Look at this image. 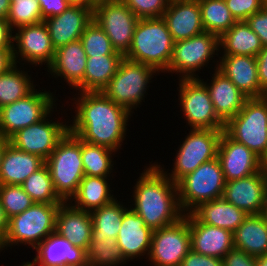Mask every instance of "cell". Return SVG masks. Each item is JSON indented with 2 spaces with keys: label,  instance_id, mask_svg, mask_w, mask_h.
<instances>
[{
  "label": "cell",
  "instance_id": "cell-1",
  "mask_svg": "<svg viewBox=\"0 0 267 266\" xmlns=\"http://www.w3.org/2000/svg\"><path fill=\"white\" fill-rule=\"evenodd\" d=\"M75 116L69 131L84 142L118 151L126 136L127 123L132 114L117 105L102 91L78 92Z\"/></svg>",
  "mask_w": 267,
  "mask_h": 266
},
{
  "label": "cell",
  "instance_id": "cell-2",
  "mask_svg": "<svg viewBox=\"0 0 267 266\" xmlns=\"http://www.w3.org/2000/svg\"><path fill=\"white\" fill-rule=\"evenodd\" d=\"M164 170L157 163L147 167L133 190L134 207H130L152 230L174 224L185 215L180 207L177 184Z\"/></svg>",
  "mask_w": 267,
  "mask_h": 266
},
{
  "label": "cell",
  "instance_id": "cell-3",
  "mask_svg": "<svg viewBox=\"0 0 267 266\" xmlns=\"http://www.w3.org/2000/svg\"><path fill=\"white\" fill-rule=\"evenodd\" d=\"M174 40L162 17L139 19L132 43L124 57L166 72L173 55Z\"/></svg>",
  "mask_w": 267,
  "mask_h": 266
},
{
  "label": "cell",
  "instance_id": "cell-4",
  "mask_svg": "<svg viewBox=\"0 0 267 266\" xmlns=\"http://www.w3.org/2000/svg\"><path fill=\"white\" fill-rule=\"evenodd\" d=\"M45 164L50 170L55 192L64 202H69L85 176L81 156V139L68 130L59 140Z\"/></svg>",
  "mask_w": 267,
  "mask_h": 266
},
{
  "label": "cell",
  "instance_id": "cell-5",
  "mask_svg": "<svg viewBox=\"0 0 267 266\" xmlns=\"http://www.w3.org/2000/svg\"><path fill=\"white\" fill-rule=\"evenodd\" d=\"M59 206L60 204L34 203L24 212L10 218L8 232L0 244V251L19 243L35 249L55 232Z\"/></svg>",
  "mask_w": 267,
  "mask_h": 266
},
{
  "label": "cell",
  "instance_id": "cell-6",
  "mask_svg": "<svg viewBox=\"0 0 267 266\" xmlns=\"http://www.w3.org/2000/svg\"><path fill=\"white\" fill-rule=\"evenodd\" d=\"M224 131L262 159L267 152V96L248 98Z\"/></svg>",
  "mask_w": 267,
  "mask_h": 266
},
{
  "label": "cell",
  "instance_id": "cell-7",
  "mask_svg": "<svg viewBox=\"0 0 267 266\" xmlns=\"http://www.w3.org/2000/svg\"><path fill=\"white\" fill-rule=\"evenodd\" d=\"M159 72L151 66L134 62L125 57L120 61L116 74L102 92L117 105L130 113L139 107L147 92V86ZM136 106V107H135Z\"/></svg>",
  "mask_w": 267,
  "mask_h": 266
},
{
  "label": "cell",
  "instance_id": "cell-8",
  "mask_svg": "<svg viewBox=\"0 0 267 266\" xmlns=\"http://www.w3.org/2000/svg\"><path fill=\"white\" fill-rule=\"evenodd\" d=\"M225 183L219 159L204 162L177 183L182 211L190 213L202 202L222 198Z\"/></svg>",
  "mask_w": 267,
  "mask_h": 266
},
{
  "label": "cell",
  "instance_id": "cell-9",
  "mask_svg": "<svg viewBox=\"0 0 267 266\" xmlns=\"http://www.w3.org/2000/svg\"><path fill=\"white\" fill-rule=\"evenodd\" d=\"M222 132L223 130L190 129L176 152L171 174L164 171L166 176L177 184L201 164L216 158Z\"/></svg>",
  "mask_w": 267,
  "mask_h": 266
},
{
  "label": "cell",
  "instance_id": "cell-10",
  "mask_svg": "<svg viewBox=\"0 0 267 266\" xmlns=\"http://www.w3.org/2000/svg\"><path fill=\"white\" fill-rule=\"evenodd\" d=\"M219 49V37L209 32L174 42L172 59L166 72L179 73L180 79L198 78L196 71L207 67L209 60L219 55Z\"/></svg>",
  "mask_w": 267,
  "mask_h": 266
},
{
  "label": "cell",
  "instance_id": "cell-11",
  "mask_svg": "<svg viewBox=\"0 0 267 266\" xmlns=\"http://www.w3.org/2000/svg\"><path fill=\"white\" fill-rule=\"evenodd\" d=\"M33 90L26 97L0 108V136L8 139L18 130L42 120L56 106L50 91Z\"/></svg>",
  "mask_w": 267,
  "mask_h": 266
},
{
  "label": "cell",
  "instance_id": "cell-12",
  "mask_svg": "<svg viewBox=\"0 0 267 266\" xmlns=\"http://www.w3.org/2000/svg\"><path fill=\"white\" fill-rule=\"evenodd\" d=\"M179 99L190 129L224 130L218 118L209 91L199 78L179 79Z\"/></svg>",
  "mask_w": 267,
  "mask_h": 266
},
{
  "label": "cell",
  "instance_id": "cell-13",
  "mask_svg": "<svg viewBox=\"0 0 267 266\" xmlns=\"http://www.w3.org/2000/svg\"><path fill=\"white\" fill-rule=\"evenodd\" d=\"M191 249L189 213L179 221L153 230L148 259L154 266H180Z\"/></svg>",
  "mask_w": 267,
  "mask_h": 266
},
{
  "label": "cell",
  "instance_id": "cell-14",
  "mask_svg": "<svg viewBox=\"0 0 267 266\" xmlns=\"http://www.w3.org/2000/svg\"><path fill=\"white\" fill-rule=\"evenodd\" d=\"M93 20L111 40L113 48L124 56L131 46L139 20L136 15L121 0H117L95 7Z\"/></svg>",
  "mask_w": 267,
  "mask_h": 266
},
{
  "label": "cell",
  "instance_id": "cell-15",
  "mask_svg": "<svg viewBox=\"0 0 267 266\" xmlns=\"http://www.w3.org/2000/svg\"><path fill=\"white\" fill-rule=\"evenodd\" d=\"M50 114L51 111L39 122L15 132L8 138L9 144L18 150L37 155L46 161L56 148L59 140L69 130L67 123L49 120Z\"/></svg>",
  "mask_w": 267,
  "mask_h": 266
},
{
  "label": "cell",
  "instance_id": "cell-16",
  "mask_svg": "<svg viewBox=\"0 0 267 266\" xmlns=\"http://www.w3.org/2000/svg\"><path fill=\"white\" fill-rule=\"evenodd\" d=\"M13 35V58L15 64L18 60L30 63L31 65L39 66L46 63L48 67L54 58L55 48L52 45L50 34L44 21L22 26L15 30ZM16 47V48H15ZM18 49V50H17ZM18 56H21L18 57Z\"/></svg>",
  "mask_w": 267,
  "mask_h": 266
},
{
  "label": "cell",
  "instance_id": "cell-17",
  "mask_svg": "<svg viewBox=\"0 0 267 266\" xmlns=\"http://www.w3.org/2000/svg\"><path fill=\"white\" fill-rule=\"evenodd\" d=\"M222 197L248 215L261 214L267 203V172L226 181Z\"/></svg>",
  "mask_w": 267,
  "mask_h": 266
},
{
  "label": "cell",
  "instance_id": "cell-18",
  "mask_svg": "<svg viewBox=\"0 0 267 266\" xmlns=\"http://www.w3.org/2000/svg\"><path fill=\"white\" fill-rule=\"evenodd\" d=\"M225 182L241 179L262 170L261 158L242 143L232 139L224 130L217 150Z\"/></svg>",
  "mask_w": 267,
  "mask_h": 266
},
{
  "label": "cell",
  "instance_id": "cell-19",
  "mask_svg": "<svg viewBox=\"0 0 267 266\" xmlns=\"http://www.w3.org/2000/svg\"><path fill=\"white\" fill-rule=\"evenodd\" d=\"M36 257L21 266H87L86 250L74 246L56 232L48 236L36 248Z\"/></svg>",
  "mask_w": 267,
  "mask_h": 266
},
{
  "label": "cell",
  "instance_id": "cell-20",
  "mask_svg": "<svg viewBox=\"0 0 267 266\" xmlns=\"http://www.w3.org/2000/svg\"><path fill=\"white\" fill-rule=\"evenodd\" d=\"M93 20L89 8L70 5L61 14L44 21L55 50L70 42L79 40L86 26Z\"/></svg>",
  "mask_w": 267,
  "mask_h": 266
},
{
  "label": "cell",
  "instance_id": "cell-21",
  "mask_svg": "<svg viewBox=\"0 0 267 266\" xmlns=\"http://www.w3.org/2000/svg\"><path fill=\"white\" fill-rule=\"evenodd\" d=\"M86 62L87 55L79 39L57 48L47 71L54 77L64 78L72 89L84 92Z\"/></svg>",
  "mask_w": 267,
  "mask_h": 266
},
{
  "label": "cell",
  "instance_id": "cell-22",
  "mask_svg": "<svg viewBox=\"0 0 267 266\" xmlns=\"http://www.w3.org/2000/svg\"><path fill=\"white\" fill-rule=\"evenodd\" d=\"M162 18L174 42L205 32L198 0H170Z\"/></svg>",
  "mask_w": 267,
  "mask_h": 266
},
{
  "label": "cell",
  "instance_id": "cell-23",
  "mask_svg": "<svg viewBox=\"0 0 267 266\" xmlns=\"http://www.w3.org/2000/svg\"><path fill=\"white\" fill-rule=\"evenodd\" d=\"M190 245L199 254L222 259L234 248L233 232L199 222L189 213Z\"/></svg>",
  "mask_w": 267,
  "mask_h": 266
},
{
  "label": "cell",
  "instance_id": "cell-24",
  "mask_svg": "<svg viewBox=\"0 0 267 266\" xmlns=\"http://www.w3.org/2000/svg\"><path fill=\"white\" fill-rule=\"evenodd\" d=\"M152 233L153 230L145 225L144 220L131 207L124 212L116 239L126 260L140 258L145 254L148 257Z\"/></svg>",
  "mask_w": 267,
  "mask_h": 266
},
{
  "label": "cell",
  "instance_id": "cell-25",
  "mask_svg": "<svg viewBox=\"0 0 267 266\" xmlns=\"http://www.w3.org/2000/svg\"><path fill=\"white\" fill-rule=\"evenodd\" d=\"M220 61V62H219ZM216 69L222 72L248 98L260 97L256 57L222 55Z\"/></svg>",
  "mask_w": 267,
  "mask_h": 266
},
{
  "label": "cell",
  "instance_id": "cell-26",
  "mask_svg": "<svg viewBox=\"0 0 267 266\" xmlns=\"http://www.w3.org/2000/svg\"><path fill=\"white\" fill-rule=\"evenodd\" d=\"M92 217L90 212L80 210L69 202L60 204L56 214L55 232L69 240L74 246L87 250L92 238Z\"/></svg>",
  "mask_w": 267,
  "mask_h": 266
},
{
  "label": "cell",
  "instance_id": "cell-27",
  "mask_svg": "<svg viewBox=\"0 0 267 266\" xmlns=\"http://www.w3.org/2000/svg\"><path fill=\"white\" fill-rule=\"evenodd\" d=\"M212 80L207 83L201 80L207 87L210 98L218 118L226 124L236 116L248 99L222 72L215 69Z\"/></svg>",
  "mask_w": 267,
  "mask_h": 266
},
{
  "label": "cell",
  "instance_id": "cell-28",
  "mask_svg": "<svg viewBox=\"0 0 267 266\" xmlns=\"http://www.w3.org/2000/svg\"><path fill=\"white\" fill-rule=\"evenodd\" d=\"M44 164L39 156L18 150L8 143L1 160L0 185H21Z\"/></svg>",
  "mask_w": 267,
  "mask_h": 266
},
{
  "label": "cell",
  "instance_id": "cell-29",
  "mask_svg": "<svg viewBox=\"0 0 267 266\" xmlns=\"http://www.w3.org/2000/svg\"><path fill=\"white\" fill-rule=\"evenodd\" d=\"M199 222L234 232L248 214L223 197L202 202L190 212Z\"/></svg>",
  "mask_w": 267,
  "mask_h": 266
},
{
  "label": "cell",
  "instance_id": "cell-30",
  "mask_svg": "<svg viewBox=\"0 0 267 266\" xmlns=\"http://www.w3.org/2000/svg\"><path fill=\"white\" fill-rule=\"evenodd\" d=\"M234 248L260 257L267 254V221L263 214H251L233 232Z\"/></svg>",
  "mask_w": 267,
  "mask_h": 266
},
{
  "label": "cell",
  "instance_id": "cell-31",
  "mask_svg": "<svg viewBox=\"0 0 267 266\" xmlns=\"http://www.w3.org/2000/svg\"><path fill=\"white\" fill-rule=\"evenodd\" d=\"M107 179L109 180L107 177L85 175L69 203L77 209L88 212L110 203L115 197L110 193L112 191ZM73 201L75 204H72Z\"/></svg>",
  "mask_w": 267,
  "mask_h": 266
},
{
  "label": "cell",
  "instance_id": "cell-32",
  "mask_svg": "<svg viewBox=\"0 0 267 266\" xmlns=\"http://www.w3.org/2000/svg\"><path fill=\"white\" fill-rule=\"evenodd\" d=\"M222 55H246L256 57L263 45L258 35L246 21H237L219 38Z\"/></svg>",
  "mask_w": 267,
  "mask_h": 266
},
{
  "label": "cell",
  "instance_id": "cell-33",
  "mask_svg": "<svg viewBox=\"0 0 267 266\" xmlns=\"http://www.w3.org/2000/svg\"><path fill=\"white\" fill-rule=\"evenodd\" d=\"M123 55L87 57L84 72V92L102 91L116 74Z\"/></svg>",
  "mask_w": 267,
  "mask_h": 266
},
{
  "label": "cell",
  "instance_id": "cell-34",
  "mask_svg": "<svg viewBox=\"0 0 267 266\" xmlns=\"http://www.w3.org/2000/svg\"><path fill=\"white\" fill-rule=\"evenodd\" d=\"M123 206L116 198L90 212L93 223L92 238H117L122 224V217L129 208Z\"/></svg>",
  "mask_w": 267,
  "mask_h": 266
},
{
  "label": "cell",
  "instance_id": "cell-35",
  "mask_svg": "<svg viewBox=\"0 0 267 266\" xmlns=\"http://www.w3.org/2000/svg\"><path fill=\"white\" fill-rule=\"evenodd\" d=\"M17 67V64H14L0 74V108L26 97L36 87L28 73L18 70Z\"/></svg>",
  "mask_w": 267,
  "mask_h": 266
},
{
  "label": "cell",
  "instance_id": "cell-36",
  "mask_svg": "<svg viewBox=\"0 0 267 266\" xmlns=\"http://www.w3.org/2000/svg\"><path fill=\"white\" fill-rule=\"evenodd\" d=\"M198 2L205 32L220 38L237 22L224 0H198Z\"/></svg>",
  "mask_w": 267,
  "mask_h": 266
},
{
  "label": "cell",
  "instance_id": "cell-37",
  "mask_svg": "<svg viewBox=\"0 0 267 266\" xmlns=\"http://www.w3.org/2000/svg\"><path fill=\"white\" fill-rule=\"evenodd\" d=\"M112 153L115 154L116 151L105 146L94 145L81 140L84 175L109 177L114 168V162L111 159L114 154Z\"/></svg>",
  "mask_w": 267,
  "mask_h": 266
},
{
  "label": "cell",
  "instance_id": "cell-38",
  "mask_svg": "<svg viewBox=\"0 0 267 266\" xmlns=\"http://www.w3.org/2000/svg\"><path fill=\"white\" fill-rule=\"evenodd\" d=\"M21 186L35 203L61 204L64 202L55 192L51 173L46 164L28 176Z\"/></svg>",
  "mask_w": 267,
  "mask_h": 266
},
{
  "label": "cell",
  "instance_id": "cell-39",
  "mask_svg": "<svg viewBox=\"0 0 267 266\" xmlns=\"http://www.w3.org/2000/svg\"><path fill=\"white\" fill-rule=\"evenodd\" d=\"M86 257L90 266H118L127 262L116 238H91Z\"/></svg>",
  "mask_w": 267,
  "mask_h": 266
},
{
  "label": "cell",
  "instance_id": "cell-40",
  "mask_svg": "<svg viewBox=\"0 0 267 266\" xmlns=\"http://www.w3.org/2000/svg\"><path fill=\"white\" fill-rule=\"evenodd\" d=\"M80 41L87 57L100 55H122L113 48L111 40L95 20H92L86 26L81 35Z\"/></svg>",
  "mask_w": 267,
  "mask_h": 266
},
{
  "label": "cell",
  "instance_id": "cell-41",
  "mask_svg": "<svg viewBox=\"0 0 267 266\" xmlns=\"http://www.w3.org/2000/svg\"><path fill=\"white\" fill-rule=\"evenodd\" d=\"M9 26L14 32L22 26L37 24L43 21L38 0H11Z\"/></svg>",
  "mask_w": 267,
  "mask_h": 266
},
{
  "label": "cell",
  "instance_id": "cell-42",
  "mask_svg": "<svg viewBox=\"0 0 267 266\" xmlns=\"http://www.w3.org/2000/svg\"><path fill=\"white\" fill-rule=\"evenodd\" d=\"M0 202L8 219L24 212L35 203L21 185H0Z\"/></svg>",
  "mask_w": 267,
  "mask_h": 266
},
{
  "label": "cell",
  "instance_id": "cell-43",
  "mask_svg": "<svg viewBox=\"0 0 267 266\" xmlns=\"http://www.w3.org/2000/svg\"><path fill=\"white\" fill-rule=\"evenodd\" d=\"M138 19L162 17L170 0H121Z\"/></svg>",
  "mask_w": 267,
  "mask_h": 266
},
{
  "label": "cell",
  "instance_id": "cell-44",
  "mask_svg": "<svg viewBox=\"0 0 267 266\" xmlns=\"http://www.w3.org/2000/svg\"><path fill=\"white\" fill-rule=\"evenodd\" d=\"M236 21H245L252 14L260 11L264 0H224Z\"/></svg>",
  "mask_w": 267,
  "mask_h": 266
},
{
  "label": "cell",
  "instance_id": "cell-45",
  "mask_svg": "<svg viewBox=\"0 0 267 266\" xmlns=\"http://www.w3.org/2000/svg\"><path fill=\"white\" fill-rule=\"evenodd\" d=\"M249 27L258 35L263 47L267 46V9L264 7L246 20Z\"/></svg>",
  "mask_w": 267,
  "mask_h": 266
},
{
  "label": "cell",
  "instance_id": "cell-46",
  "mask_svg": "<svg viewBox=\"0 0 267 266\" xmlns=\"http://www.w3.org/2000/svg\"><path fill=\"white\" fill-rule=\"evenodd\" d=\"M223 266H256L257 258L233 248L223 258Z\"/></svg>",
  "mask_w": 267,
  "mask_h": 266
},
{
  "label": "cell",
  "instance_id": "cell-47",
  "mask_svg": "<svg viewBox=\"0 0 267 266\" xmlns=\"http://www.w3.org/2000/svg\"><path fill=\"white\" fill-rule=\"evenodd\" d=\"M180 266H223V260L213 256L202 255L190 249Z\"/></svg>",
  "mask_w": 267,
  "mask_h": 266
},
{
  "label": "cell",
  "instance_id": "cell-48",
  "mask_svg": "<svg viewBox=\"0 0 267 266\" xmlns=\"http://www.w3.org/2000/svg\"><path fill=\"white\" fill-rule=\"evenodd\" d=\"M42 19L50 18L61 14L70 4L66 0H38Z\"/></svg>",
  "mask_w": 267,
  "mask_h": 266
},
{
  "label": "cell",
  "instance_id": "cell-49",
  "mask_svg": "<svg viewBox=\"0 0 267 266\" xmlns=\"http://www.w3.org/2000/svg\"><path fill=\"white\" fill-rule=\"evenodd\" d=\"M260 97L267 96V46L263 47L256 56Z\"/></svg>",
  "mask_w": 267,
  "mask_h": 266
},
{
  "label": "cell",
  "instance_id": "cell-50",
  "mask_svg": "<svg viewBox=\"0 0 267 266\" xmlns=\"http://www.w3.org/2000/svg\"><path fill=\"white\" fill-rule=\"evenodd\" d=\"M12 34L8 20L0 18V48H13Z\"/></svg>",
  "mask_w": 267,
  "mask_h": 266
},
{
  "label": "cell",
  "instance_id": "cell-51",
  "mask_svg": "<svg viewBox=\"0 0 267 266\" xmlns=\"http://www.w3.org/2000/svg\"><path fill=\"white\" fill-rule=\"evenodd\" d=\"M14 64L13 48H0V74L9 70Z\"/></svg>",
  "mask_w": 267,
  "mask_h": 266
},
{
  "label": "cell",
  "instance_id": "cell-52",
  "mask_svg": "<svg viewBox=\"0 0 267 266\" xmlns=\"http://www.w3.org/2000/svg\"><path fill=\"white\" fill-rule=\"evenodd\" d=\"M8 228H9V219L7 218L4 208L2 207L0 202V244L6 237Z\"/></svg>",
  "mask_w": 267,
  "mask_h": 266
},
{
  "label": "cell",
  "instance_id": "cell-53",
  "mask_svg": "<svg viewBox=\"0 0 267 266\" xmlns=\"http://www.w3.org/2000/svg\"><path fill=\"white\" fill-rule=\"evenodd\" d=\"M11 0H0V18L7 19L9 15Z\"/></svg>",
  "mask_w": 267,
  "mask_h": 266
},
{
  "label": "cell",
  "instance_id": "cell-54",
  "mask_svg": "<svg viewBox=\"0 0 267 266\" xmlns=\"http://www.w3.org/2000/svg\"><path fill=\"white\" fill-rule=\"evenodd\" d=\"M70 5L81 6L90 9V0H66Z\"/></svg>",
  "mask_w": 267,
  "mask_h": 266
},
{
  "label": "cell",
  "instance_id": "cell-55",
  "mask_svg": "<svg viewBox=\"0 0 267 266\" xmlns=\"http://www.w3.org/2000/svg\"><path fill=\"white\" fill-rule=\"evenodd\" d=\"M114 1H117V0H90V9L92 11H94V8L101 5V4H104V3H111V2H114Z\"/></svg>",
  "mask_w": 267,
  "mask_h": 266
},
{
  "label": "cell",
  "instance_id": "cell-56",
  "mask_svg": "<svg viewBox=\"0 0 267 266\" xmlns=\"http://www.w3.org/2000/svg\"><path fill=\"white\" fill-rule=\"evenodd\" d=\"M8 143H9L8 139L0 136V167H1L2 156L4 153L5 147Z\"/></svg>",
  "mask_w": 267,
  "mask_h": 266
},
{
  "label": "cell",
  "instance_id": "cell-57",
  "mask_svg": "<svg viewBox=\"0 0 267 266\" xmlns=\"http://www.w3.org/2000/svg\"><path fill=\"white\" fill-rule=\"evenodd\" d=\"M256 266H267V254L257 257Z\"/></svg>",
  "mask_w": 267,
  "mask_h": 266
},
{
  "label": "cell",
  "instance_id": "cell-58",
  "mask_svg": "<svg viewBox=\"0 0 267 266\" xmlns=\"http://www.w3.org/2000/svg\"><path fill=\"white\" fill-rule=\"evenodd\" d=\"M262 169L267 172V152L264 157L261 159Z\"/></svg>",
  "mask_w": 267,
  "mask_h": 266
},
{
  "label": "cell",
  "instance_id": "cell-59",
  "mask_svg": "<svg viewBox=\"0 0 267 266\" xmlns=\"http://www.w3.org/2000/svg\"><path fill=\"white\" fill-rule=\"evenodd\" d=\"M263 216L265 217L266 221H267V203L264 206L263 212H262Z\"/></svg>",
  "mask_w": 267,
  "mask_h": 266
},
{
  "label": "cell",
  "instance_id": "cell-60",
  "mask_svg": "<svg viewBox=\"0 0 267 266\" xmlns=\"http://www.w3.org/2000/svg\"><path fill=\"white\" fill-rule=\"evenodd\" d=\"M263 4H264V8L267 9V0H264Z\"/></svg>",
  "mask_w": 267,
  "mask_h": 266
}]
</instances>
